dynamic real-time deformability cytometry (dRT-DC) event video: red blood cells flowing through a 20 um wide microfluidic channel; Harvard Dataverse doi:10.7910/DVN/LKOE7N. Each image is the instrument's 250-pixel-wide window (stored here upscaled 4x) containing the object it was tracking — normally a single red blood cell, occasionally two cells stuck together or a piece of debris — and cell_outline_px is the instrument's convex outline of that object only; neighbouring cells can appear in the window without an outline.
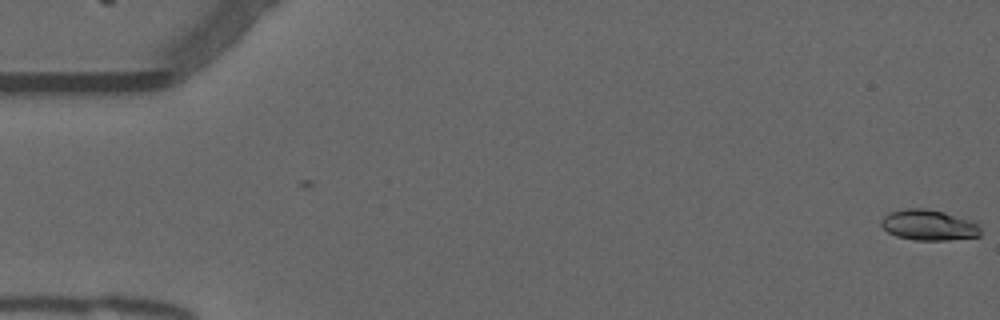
{"species": "common noctule bat (a hibernating species)", "species_latin": "Nyctalus noctula", "temperature_condition": "warm", "stored_images_in_passage": 3, "camera_frame_rate_fps": 3000, "um_per_image_px": 0.085, "animal": {"sex": "male", "forearm_length_mm": 52.5}, "frame": {"image": 1, "passage_image": 3, "time_ms": 0.667, "image_size_px": [1000, 320], "cell_outline_px": [[980, 236], [948, 240], [916, 240], [896, 236], [888, 232], [880, 224], [880, 220], [884, 216], [892, 212], [908, 208], [924, 208], [944, 212], [968, 220], [976, 224], [980, 228]], "centroid_in_image_um": [78.91, 19.14], "position_along_channel_um": 6.1, "area_um2": 17.46}}